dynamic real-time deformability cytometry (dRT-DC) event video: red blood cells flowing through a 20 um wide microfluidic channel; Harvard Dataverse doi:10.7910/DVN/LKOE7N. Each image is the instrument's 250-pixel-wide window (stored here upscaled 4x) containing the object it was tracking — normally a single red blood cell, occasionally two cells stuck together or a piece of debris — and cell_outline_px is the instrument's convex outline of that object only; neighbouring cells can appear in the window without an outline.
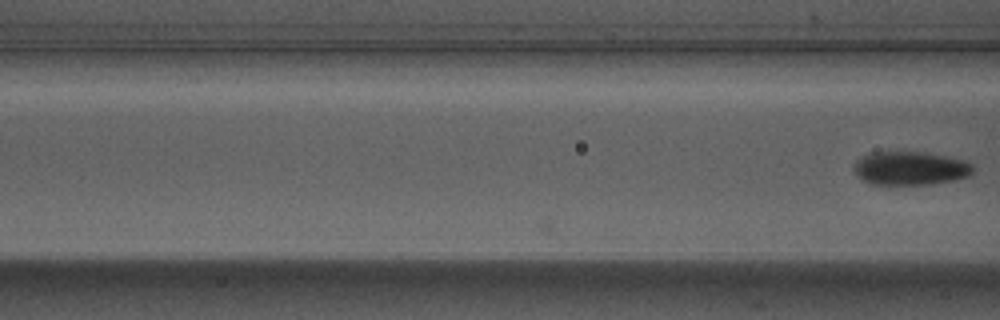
{"species": "Egyptian fruit bat (a non-hibernating species)", "species_latin": "Rousettus aegyptiacus", "temperature_condition": "warm", "stored_images_in_passage": 5, "camera_frame_rate_fps": 3000, "um_per_image_px": 0.085, "animal": {"sex": "male"}, "frame": {"image": 1, "passage_image": 5, "time_ms": 1.333, "image_size_px": [1000, 320], "cell_outline_px": [[972, 172], [968, 176], [956, 180], [932, 184], [868, 184], [852, 168], [856, 160], [872, 152], [916, 152], [944, 156], [964, 160], [972, 164]], "centroid_in_image_um": [77.37, 14.31], "position_along_channel_um": 89.2, "area_um2": 23.0}}